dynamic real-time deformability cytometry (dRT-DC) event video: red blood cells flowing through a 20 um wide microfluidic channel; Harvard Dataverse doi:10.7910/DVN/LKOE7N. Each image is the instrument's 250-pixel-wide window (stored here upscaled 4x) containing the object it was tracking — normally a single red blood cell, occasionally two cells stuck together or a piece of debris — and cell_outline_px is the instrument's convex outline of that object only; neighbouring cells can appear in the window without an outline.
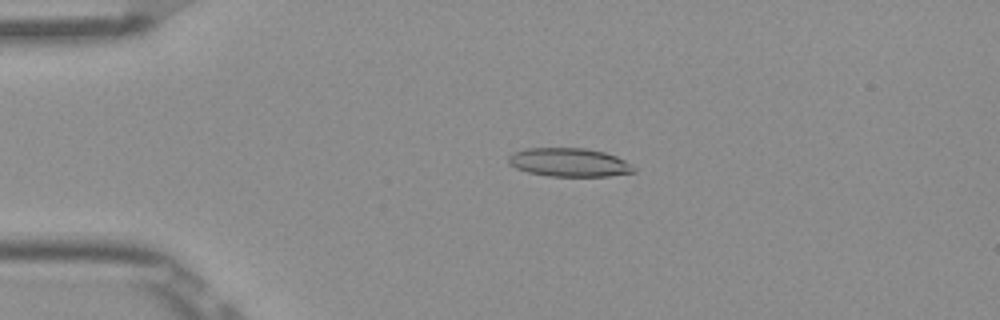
{"species": "Egyptian fruit bat (a non-hibernating species)", "species_latin": "Rousettus aegyptiacus", "temperature_condition": "room temperature", "stored_images_in_passage": 51, "camera_frame_rate_fps": 3000, "um_per_image_px": 0.085, "frame": {"image": 1, "passage_image": 11, "time_ms": 3.333, "image_size_px": [1000, 320], "cell_outline_px": [[636, 172], [608, 176], [548, 176], [528, 172], [516, 168], [508, 164], [508, 156], [512, 152], [528, 148], [584, 148], [604, 152], [616, 156], [624, 160], [636, 168]], "centroid_in_image_um": [48.36, 13.8], "position_along_channel_um": 36.6, "area_um2": 20.92}}
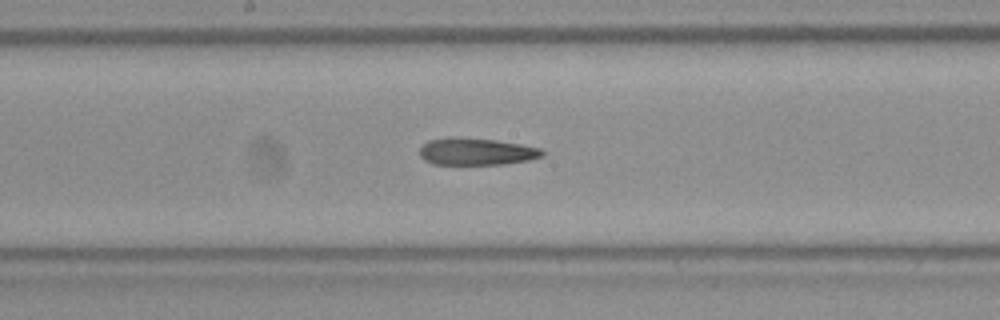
{"frame": {"image": 2, "passage_image": 27, "time_ms": 8.667, "image_size_px": [1000, 320], "cell_outline_px": [[544, 156], [528, 160], [504, 164], [432, 164], [424, 160], [420, 156], [420, 148], [428, 140], [448, 136], [452, 136], [496, 140], [520, 144], [540, 148], [544, 152]], "centroid_in_image_um": [40.46, 12.87], "position_along_channel_um": 207.7, "area_um2": 19.48}}
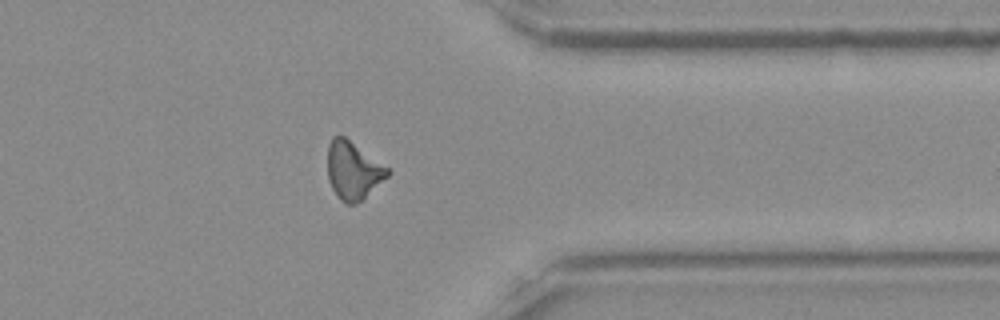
{"frame": {"image": 3, "passage_image": 41, "time_ms": 13.333, "image_size_px": [1000, 320], "cell_outline_px": [[392, 172], [388, 176], [356, 204], [348, 204], [340, 200], [332, 188], [328, 180], [328, 144], [332, 136], [344, 136], [388, 168]], "centroid_in_image_um": [29.99, 14.49], "position_along_channel_um": 381.4, "area_um2": 19.88}, "authors_computed_cell_mechanics": {"area_um2": 19.9988, "velocity_mm_per_s": 3.9035, "shape_relaxation_time_tau1_ms": null, "shape_relaxation_time_tau2_ms": 9.1909, "deformation_change_tau1": null, "deformation_change_tau2": 0.2562}}